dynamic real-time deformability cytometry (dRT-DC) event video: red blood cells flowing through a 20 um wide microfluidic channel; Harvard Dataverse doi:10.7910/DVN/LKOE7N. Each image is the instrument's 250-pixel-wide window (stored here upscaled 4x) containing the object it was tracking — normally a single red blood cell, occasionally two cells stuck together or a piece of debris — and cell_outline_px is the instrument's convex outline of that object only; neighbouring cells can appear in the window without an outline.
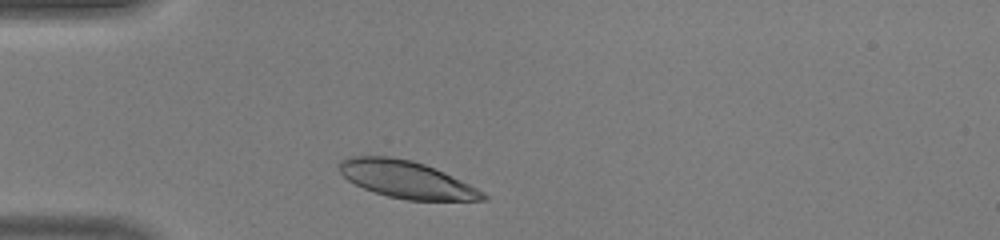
{"species": "human", "species_latin": "Homo sapiens", "temperature_condition": "warm", "stored_images_in_passage": 24, "camera_frame_rate_fps": 3000, "um_per_image_px": 0.085, "donor": {"sex": "male"}, "frame": {"image": 1, "passage_image": 1, "time_ms": 0.0, "image_size_px": [1000, 240], "cell_outline_px": [[472, 200], [416, 200], [392, 196], [368, 188], [352, 180], [352, 160], [404, 160], [420, 164], [432, 168], [448, 176], [460, 184], [472, 196]], "centroid_in_image_um": [34.62, 15.34], "position_along_channel_um": 50.4, "area_um2": 24.62}}
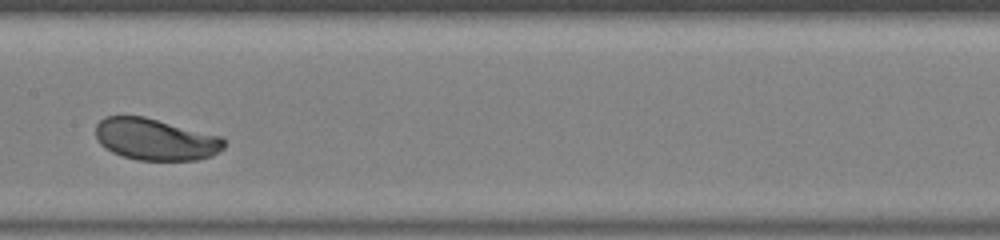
{"frame": {"image": 2, "passage_image": 12, "time_ms": 3.667, "image_size_px": [1000, 240], "cell_outline_px": [[224, 144], [220, 148], [204, 156], [184, 160], [148, 160], [128, 156], [116, 152], [108, 148], [100, 140], [100, 124], [104, 120], [112, 116], [140, 116], [224, 140]], "centroid_in_image_um": [13.16, 11.85], "position_along_channel_um": 194.2, "area_um2": 27.92}}
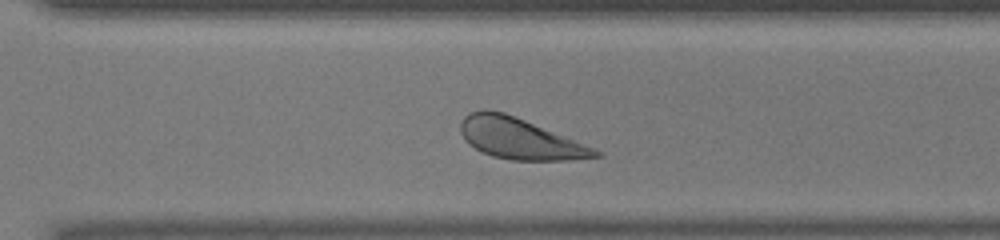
{"frame": {"image": 3, "passage_image": 21, "time_ms": 6.667, "image_size_px": [1000, 240], "cell_outline_px": [[592, 156], [548, 160], [520, 160], [500, 156], [488, 152], [472, 144], [464, 136], [464, 120], [468, 116], [476, 112], [500, 112], [512, 116], [588, 152]], "centroid_in_image_um": [43.87, 11.78], "position_along_channel_um": 326.7, "area_um2": 26.65}}